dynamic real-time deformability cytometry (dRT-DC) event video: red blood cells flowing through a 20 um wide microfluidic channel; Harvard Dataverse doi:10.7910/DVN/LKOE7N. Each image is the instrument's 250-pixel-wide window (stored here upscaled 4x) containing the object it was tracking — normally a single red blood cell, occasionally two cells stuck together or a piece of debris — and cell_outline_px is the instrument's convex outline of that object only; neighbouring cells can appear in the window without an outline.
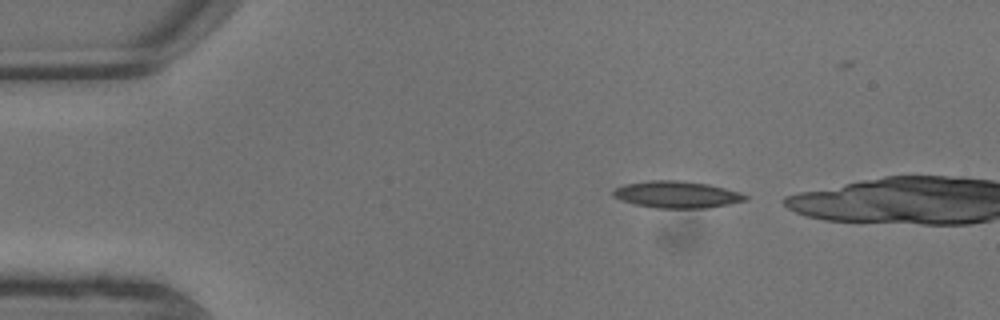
{"species": "common noctule bat (a hibernating species)", "species_latin": "Nyctalus noctula", "temperature_condition": "warm", "stored_images_in_passage": 5, "camera_frame_rate_fps": 3000, "um_per_image_px": 0.085, "animal": {"sex": "male", "body_mass_g": 13.3}, "frame": {"image": 1, "passage_image": 3, "time_ms": 0.667, "image_size_px": [1000, 320], "cell_outline_px": [[748, 200], [708, 208], [656, 208], [636, 204], [612, 196], [612, 192], [616, 188], [624, 184], [652, 180], [680, 180], [708, 184], [740, 192], [748, 196]], "centroid_in_image_um": [57.56, 16.53], "position_along_channel_um": 27.4, "area_um2": 20.58}}